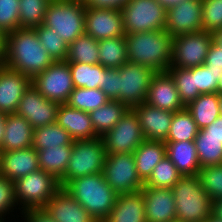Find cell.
I'll return each instance as SVG.
<instances>
[{
    "instance_id": "1",
    "label": "cell",
    "mask_w": 222,
    "mask_h": 222,
    "mask_svg": "<svg viewBox=\"0 0 222 222\" xmlns=\"http://www.w3.org/2000/svg\"><path fill=\"white\" fill-rule=\"evenodd\" d=\"M54 59L41 45L35 29L18 28L5 35V54L2 63L31 80L46 70Z\"/></svg>"
},
{
    "instance_id": "2",
    "label": "cell",
    "mask_w": 222,
    "mask_h": 222,
    "mask_svg": "<svg viewBox=\"0 0 222 222\" xmlns=\"http://www.w3.org/2000/svg\"><path fill=\"white\" fill-rule=\"evenodd\" d=\"M128 62L167 72L172 63L173 37L165 30L126 33Z\"/></svg>"
},
{
    "instance_id": "3",
    "label": "cell",
    "mask_w": 222,
    "mask_h": 222,
    "mask_svg": "<svg viewBox=\"0 0 222 222\" xmlns=\"http://www.w3.org/2000/svg\"><path fill=\"white\" fill-rule=\"evenodd\" d=\"M62 188L97 222H103L108 217L118 197L102 173L70 180Z\"/></svg>"
},
{
    "instance_id": "4",
    "label": "cell",
    "mask_w": 222,
    "mask_h": 222,
    "mask_svg": "<svg viewBox=\"0 0 222 222\" xmlns=\"http://www.w3.org/2000/svg\"><path fill=\"white\" fill-rule=\"evenodd\" d=\"M171 189L177 220L204 222L212 214L213 201L203 189L198 175L182 176Z\"/></svg>"
},
{
    "instance_id": "5",
    "label": "cell",
    "mask_w": 222,
    "mask_h": 222,
    "mask_svg": "<svg viewBox=\"0 0 222 222\" xmlns=\"http://www.w3.org/2000/svg\"><path fill=\"white\" fill-rule=\"evenodd\" d=\"M44 25L56 31L70 45L85 33L84 1L52 0L47 7Z\"/></svg>"
},
{
    "instance_id": "6",
    "label": "cell",
    "mask_w": 222,
    "mask_h": 222,
    "mask_svg": "<svg viewBox=\"0 0 222 222\" xmlns=\"http://www.w3.org/2000/svg\"><path fill=\"white\" fill-rule=\"evenodd\" d=\"M106 155L101 137L74 140L68 167L59 180L60 186L86 175L102 173Z\"/></svg>"
},
{
    "instance_id": "7",
    "label": "cell",
    "mask_w": 222,
    "mask_h": 222,
    "mask_svg": "<svg viewBox=\"0 0 222 222\" xmlns=\"http://www.w3.org/2000/svg\"><path fill=\"white\" fill-rule=\"evenodd\" d=\"M14 184L17 206H22V212L28 209H43L62 188L53 175L41 169L17 179Z\"/></svg>"
},
{
    "instance_id": "8",
    "label": "cell",
    "mask_w": 222,
    "mask_h": 222,
    "mask_svg": "<svg viewBox=\"0 0 222 222\" xmlns=\"http://www.w3.org/2000/svg\"><path fill=\"white\" fill-rule=\"evenodd\" d=\"M120 10L125 34L165 30L167 9L157 0H129Z\"/></svg>"
},
{
    "instance_id": "9",
    "label": "cell",
    "mask_w": 222,
    "mask_h": 222,
    "mask_svg": "<svg viewBox=\"0 0 222 222\" xmlns=\"http://www.w3.org/2000/svg\"><path fill=\"white\" fill-rule=\"evenodd\" d=\"M102 174L117 194L139 192L144 187L133 153L107 154Z\"/></svg>"
},
{
    "instance_id": "10",
    "label": "cell",
    "mask_w": 222,
    "mask_h": 222,
    "mask_svg": "<svg viewBox=\"0 0 222 222\" xmlns=\"http://www.w3.org/2000/svg\"><path fill=\"white\" fill-rule=\"evenodd\" d=\"M156 72L150 67L127 62L119 68V97L116 99L132 109L146 103L149 86Z\"/></svg>"
},
{
    "instance_id": "11",
    "label": "cell",
    "mask_w": 222,
    "mask_h": 222,
    "mask_svg": "<svg viewBox=\"0 0 222 222\" xmlns=\"http://www.w3.org/2000/svg\"><path fill=\"white\" fill-rule=\"evenodd\" d=\"M31 84L46 99L59 104H66L74 90L67 61H54L46 70L36 75Z\"/></svg>"
},
{
    "instance_id": "12",
    "label": "cell",
    "mask_w": 222,
    "mask_h": 222,
    "mask_svg": "<svg viewBox=\"0 0 222 222\" xmlns=\"http://www.w3.org/2000/svg\"><path fill=\"white\" fill-rule=\"evenodd\" d=\"M212 41V33L204 30L173 37L170 67L192 68L203 65Z\"/></svg>"
},
{
    "instance_id": "13",
    "label": "cell",
    "mask_w": 222,
    "mask_h": 222,
    "mask_svg": "<svg viewBox=\"0 0 222 222\" xmlns=\"http://www.w3.org/2000/svg\"><path fill=\"white\" fill-rule=\"evenodd\" d=\"M101 138L106 154L133 153L145 140L138 117L132 109Z\"/></svg>"
},
{
    "instance_id": "14",
    "label": "cell",
    "mask_w": 222,
    "mask_h": 222,
    "mask_svg": "<svg viewBox=\"0 0 222 222\" xmlns=\"http://www.w3.org/2000/svg\"><path fill=\"white\" fill-rule=\"evenodd\" d=\"M59 103L42 96L31 84L20 99L16 114L24 117L33 128L57 122Z\"/></svg>"
},
{
    "instance_id": "15",
    "label": "cell",
    "mask_w": 222,
    "mask_h": 222,
    "mask_svg": "<svg viewBox=\"0 0 222 222\" xmlns=\"http://www.w3.org/2000/svg\"><path fill=\"white\" fill-rule=\"evenodd\" d=\"M202 0H184L167 8L165 31L172 37L203 30Z\"/></svg>"
},
{
    "instance_id": "16",
    "label": "cell",
    "mask_w": 222,
    "mask_h": 222,
    "mask_svg": "<svg viewBox=\"0 0 222 222\" xmlns=\"http://www.w3.org/2000/svg\"><path fill=\"white\" fill-rule=\"evenodd\" d=\"M85 33L98 41L125 36L121 10L85 7Z\"/></svg>"
},
{
    "instance_id": "17",
    "label": "cell",
    "mask_w": 222,
    "mask_h": 222,
    "mask_svg": "<svg viewBox=\"0 0 222 222\" xmlns=\"http://www.w3.org/2000/svg\"><path fill=\"white\" fill-rule=\"evenodd\" d=\"M31 85V79L25 74L0 63V111L15 113L24 92Z\"/></svg>"
},
{
    "instance_id": "18",
    "label": "cell",
    "mask_w": 222,
    "mask_h": 222,
    "mask_svg": "<svg viewBox=\"0 0 222 222\" xmlns=\"http://www.w3.org/2000/svg\"><path fill=\"white\" fill-rule=\"evenodd\" d=\"M146 222H170L176 219V203L171 188L143 187Z\"/></svg>"
},
{
    "instance_id": "19",
    "label": "cell",
    "mask_w": 222,
    "mask_h": 222,
    "mask_svg": "<svg viewBox=\"0 0 222 222\" xmlns=\"http://www.w3.org/2000/svg\"><path fill=\"white\" fill-rule=\"evenodd\" d=\"M132 110L136 113L145 140L165 141L174 112L142 103Z\"/></svg>"
},
{
    "instance_id": "20",
    "label": "cell",
    "mask_w": 222,
    "mask_h": 222,
    "mask_svg": "<svg viewBox=\"0 0 222 222\" xmlns=\"http://www.w3.org/2000/svg\"><path fill=\"white\" fill-rule=\"evenodd\" d=\"M146 103L152 107L176 112L185 106L180 101L175 82L168 72H156L149 86Z\"/></svg>"
},
{
    "instance_id": "21",
    "label": "cell",
    "mask_w": 222,
    "mask_h": 222,
    "mask_svg": "<svg viewBox=\"0 0 222 222\" xmlns=\"http://www.w3.org/2000/svg\"><path fill=\"white\" fill-rule=\"evenodd\" d=\"M38 169V154L33 147L0 152V175L9 180L15 182Z\"/></svg>"
},
{
    "instance_id": "22",
    "label": "cell",
    "mask_w": 222,
    "mask_h": 222,
    "mask_svg": "<svg viewBox=\"0 0 222 222\" xmlns=\"http://www.w3.org/2000/svg\"><path fill=\"white\" fill-rule=\"evenodd\" d=\"M43 209L56 222H97L63 188L46 203Z\"/></svg>"
},
{
    "instance_id": "23",
    "label": "cell",
    "mask_w": 222,
    "mask_h": 222,
    "mask_svg": "<svg viewBox=\"0 0 222 222\" xmlns=\"http://www.w3.org/2000/svg\"><path fill=\"white\" fill-rule=\"evenodd\" d=\"M57 123L74 140L94 139L99 137L93 128L89 113L60 104L57 111Z\"/></svg>"
},
{
    "instance_id": "24",
    "label": "cell",
    "mask_w": 222,
    "mask_h": 222,
    "mask_svg": "<svg viewBox=\"0 0 222 222\" xmlns=\"http://www.w3.org/2000/svg\"><path fill=\"white\" fill-rule=\"evenodd\" d=\"M34 128L22 116L7 114L4 140L0 152L32 147Z\"/></svg>"
},
{
    "instance_id": "25",
    "label": "cell",
    "mask_w": 222,
    "mask_h": 222,
    "mask_svg": "<svg viewBox=\"0 0 222 222\" xmlns=\"http://www.w3.org/2000/svg\"><path fill=\"white\" fill-rule=\"evenodd\" d=\"M103 222H146L142 192L118 194L114 207Z\"/></svg>"
},
{
    "instance_id": "26",
    "label": "cell",
    "mask_w": 222,
    "mask_h": 222,
    "mask_svg": "<svg viewBox=\"0 0 222 222\" xmlns=\"http://www.w3.org/2000/svg\"><path fill=\"white\" fill-rule=\"evenodd\" d=\"M166 156L182 176L198 175L201 169L194 141L165 142Z\"/></svg>"
},
{
    "instance_id": "27",
    "label": "cell",
    "mask_w": 222,
    "mask_h": 222,
    "mask_svg": "<svg viewBox=\"0 0 222 222\" xmlns=\"http://www.w3.org/2000/svg\"><path fill=\"white\" fill-rule=\"evenodd\" d=\"M138 176L145 182L155 166L166 157L164 141L144 140L133 152Z\"/></svg>"
},
{
    "instance_id": "28",
    "label": "cell",
    "mask_w": 222,
    "mask_h": 222,
    "mask_svg": "<svg viewBox=\"0 0 222 222\" xmlns=\"http://www.w3.org/2000/svg\"><path fill=\"white\" fill-rule=\"evenodd\" d=\"M73 145H61L37 150L39 167L58 181L64 176Z\"/></svg>"
},
{
    "instance_id": "29",
    "label": "cell",
    "mask_w": 222,
    "mask_h": 222,
    "mask_svg": "<svg viewBox=\"0 0 222 222\" xmlns=\"http://www.w3.org/2000/svg\"><path fill=\"white\" fill-rule=\"evenodd\" d=\"M129 108L117 100H109L106 104L89 113L95 133L102 137L126 114Z\"/></svg>"
},
{
    "instance_id": "30",
    "label": "cell",
    "mask_w": 222,
    "mask_h": 222,
    "mask_svg": "<svg viewBox=\"0 0 222 222\" xmlns=\"http://www.w3.org/2000/svg\"><path fill=\"white\" fill-rule=\"evenodd\" d=\"M186 108L191 112L199 129L208 127L220 116L219 94H200Z\"/></svg>"
},
{
    "instance_id": "31",
    "label": "cell",
    "mask_w": 222,
    "mask_h": 222,
    "mask_svg": "<svg viewBox=\"0 0 222 222\" xmlns=\"http://www.w3.org/2000/svg\"><path fill=\"white\" fill-rule=\"evenodd\" d=\"M99 44V64L105 68H120L128 62L125 36L102 39Z\"/></svg>"
},
{
    "instance_id": "32",
    "label": "cell",
    "mask_w": 222,
    "mask_h": 222,
    "mask_svg": "<svg viewBox=\"0 0 222 222\" xmlns=\"http://www.w3.org/2000/svg\"><path fill=\"white\" fill-rule=\"evenodd\" d=\"M198 132L197 124L185 106L174 112L168 136L164 142L194 141Z\"/></svg>"
},
{
    "instance_id": "33",
    "label": "cell",
    "mask_w": 222,
    "mask_h": 222,
    "mask_svg": "<svg viewBox=\"0 0 222 222\" xmlns=\"http://www.w3.org/2000/svg\"><path fill=\"white\" fill-rule=\"evenodd\" d=\"M74 139L57 122L34 128L32 147L41 150L48 147L73 145Z\"/></svg>"
},
{
    "instance_id": "34",
    "label": "cell",
    "mask_w": 222,
    "mask_h": 222,
    "mask_svg": "<svg viewBox=\"0 0 222 222\" xmlns=\"http://www.w3.org/2000/svg\"><path fill=\"white\" fill-rule=\"evenodd\" d=\"M98 40L83 33L68 45L67 62L99 64Z\"/></svg>"
},
{
    "instance_id": "35",
    "label": "cell",
    "mask_w": 222,
    "mask_h": 222,
    "mask_svg": "<svg viewBox=\"0 0 222 222\" xmlns=\"http://www.w3.org/2000/svg\"><path fill=\"white\" fill-rule=\"evenodd\" d=\"M71 70L74 88L96 89L102 86L104 66L100 64H85L68 62Z\"/></svg>"
},
{
    "instance_id": "36",
    "label": "cell",
    "mask_w": 222,
    "mask_h": 222,
    "mask_svg": "<svg viewBox=\"0 0 222 222\" xmlns=\"http://www.w3.org/2000/svg\"><path fill=\"white\" fill-rule=\"evenodd\" d=\"M167 72L173 78L180 101L184 106H187L200 95L195 82V67H169Z\"/></svg>"
},
{
    "instance_id": "37",
    "label": "cell",
    "mask_w": 222,
    "mask_h": 222,
    "mask_svg": "<svg viewBox=\"0 0 222 222\" xmlns=\"http://www.w3.org/2000/svg\"><path fill=\"white\" fill-rule=\"evenodd\" d=\"M194 142L201 168L222 164V140L205 137V132H198Z\"/></svg>"
},
{
    "instance_id": "38",
    "label": "cell",
    "mask_w": 222,
    "mask_h": 222,
    "mask_svg": "<svg viewBox=\"0 0 222 222\" xmlns=\"http://www.w3.org/2000/svg\"><path fill=\"white\" fill-rule=\"evenodd\" d=\"M110 99L100 88H74L66 104L69 107L90 113L106 104Z\"/></svg>"
},
{
    "instance_id": "39",
    "label": "cell",
    "mask_w": 222,
    "mask_h": 222,
    "mask_svg": "<svg viewBox=\"0 0 222 222\" xmlns=\"http://www.w3.org/2000/svg\"><path fill=\"white\" fill-rule=\"evenodd\" d=\"M52 0H19V28L34 29L44 24L47 7Z\"/></svg>"
},
{
    "instance_id": "40",
    "label": "cell",
    "mask_w": 222,
    "mask_h": 222,
    "mask_svg": "<svg viewBox=\"0 0 222 222\" xmlns=\"http://www.w3.org/2000/svg\"><path fill=\"white\" fill-rule=\"evenodd\" d=\"M182 175L172 161L166 156L153 169L144 187L172 188Z\"/></svg>"
},
{
    "instance_id": "41",
    "label": "cell",
    "mask_w": 222,
    "mask_h": 222,
    "mask_svg": "<svg viewBox=\"0 0 222 222\" xmlns=\"http://www.w3.org/2000/svg\"><path fill=\"white\" fill-rule=\"evenodd\" d=\"M38 39L54 61H66L68 44L52 28L44 24L34 28Z\"/></svg>"
},
{
    "instance_id": "42",
    "label": "cell",
    "mask_w": 222,
    "mask_h": 222,
    "mask_svg": "<svg viewBox=\"0 0 222 222\" xmlns=\"http://www.w3.org/2000/svg\"><path fill=\"white\" fill-rule=\"evenodd\" d=\"M198 176L212 201L222 199V164L205 166L199 170Z\"/></svg>"
},
{
    "instance_id": "43",
    "label": "cell",
    "mask_w": 222,
    "mask_h": 222,
    "mask_svg": "<svg viewBox=\"0 0 222 222\" xmlns=\"http://www.w3.org/2000/svg\"><path fill=\"white\" fill-rule=\"evenodd\" d=\"M203 30L213 33L222 28V0H202Z\"/></svg>"
},
{
    "instance_id": "44",
    "label": "cell",
    "mask_w": 222,
    "mask_h": 222,
    "mask_svg": "<svg viewBox=\"0 0 222 222\" xmlns=\"http://www.w3.org/2000/svg\"><path fill=\"white\" fill-rule=\"evenodd\" d=\"M19 0H0V30L6 35L19 28Z\"/></svg>"
},
{
    "instance_id": "45",
    "label": "cell",
    "mask_w": 222,
    "mask_h": 222,
    "mask_svg": "<svg viewBox=\"0 0 222 222\" xmlns=\"http://www.w3.org/2000/svg\"><path fill=\"white\" fill-rule=\"evenodd\" d=\"M222 71H214L205 64L195 67V82L200 94L217 93Z\"/></svg>"
},
{
    "instance_id": "46",
    "label": "cell",
    "mask_w": 222,
    "mask_h": 222,
    "mask_svg": "<svg viewBox=\"0 0 222 222\" xmlns=\"http://www.w3.org/2000/svg\"><path fill=\"white\" fill-rule=\"evenodd\" d=\"M15 203L17 204L14 181L0 175V222L6 221L2 217L9 211L13 212V207H16Z\"/></svg>"
},
{
    "instance_id": "47",
    "label": "cell",
    "mask_w": 222,
    "mask_h": 222,
    "mask_svg": "<svg viewBox=\"0 0 222 222\" xmlns=\"http://www.w3.org/2000/svg\"><path fill=\"white\" fill-rule=\"evenodd\" d=\"M100 89L110 100L119 97V68H104Z\"/></svg>"
},
{
    "instance_id": "48",
    "label": "cell",
    "mask_w": 222,
    "mask_h": 222,
    "mask_svg": "<svg viewBox=\"0 0 222 222\" xmlns=\"http://www.w3.org/2000/svg\"><path fill=\"white\" fill-rule=\"evenodd\" d=\"M214 71H222V47L212 41L204 63Z\"/></svg>"
},
{
    "instance_id": "49",
    "label": "cell",
    "mask_w": 222,
    "mask_h": 222,
    "mask_svg": "<svg viewBox=\"0 0 222 222\" xmlns=\"http://www.w3.org/2000/svg\"><path fill=\"white\" fill-rule=\"evenodd\" d=\"M129 0H84L85 7L121 9Z\"/></svg>"
},
{
    "instance_id": "50",
    "label": "cell",
    "mask_w": 222,
    "mask_h": 222,
    "mask_svg": "<svg viewBox=\"0 0 222 222\" xmlns=\"http://www.w3.org/2000/svg\"><path fill=\"white\" fill-rule=\"evenodd\" d=\"M21 213L25 217L24 222H56L44 209H28Z\"/></svg>"
},
{
    "instance_id": "51",
    "label": "cell",
    "mask_w": 222,
    "mask_h": 222,
    "mask_svg": "<svg viewBox=\"0 0 222 222\" xmlns=\"http://www.w3.org/2000/svg\"><path fill=\"white\" fill-rule=\"evenodd\" d=\"M199 132H205V137H216L222 140V116H219L212 124Z\"/></svg>"
},
{
    "instance_id": "52",
    "label": "cell",
    "mask_w": 222,
    "mask_h": 222,
    "mask_svg": "<svg viewBox=\"0 0 222 222\" xmlns=\"http://www.w3.org/2000/svg\"><path fill=\"white\" fill-rule=\"evenodd\" d=\"M6 117H7V114L0 111V149L2 147V143L4 140Z\"/></svg>"
},
{
    "instance_id": "53",
    "label": "cell",
    "mask_w": 222,
    "mask_h": 222,
    "mask_svg": "<svg viewBox=\"0 0 222 222\" xmlns=\"http://www.w3.org/2000/svg\"><path fill=\"white\" fill-rule=\"evenodd\" d=\"M212 214L222 219V199L213 201Z\"/></svg>"
},
{
    "instance_id": "54",
    "label": "cell",
    "mask_w": 222,
    "mask_h": 222,
    "mask_svg": "<svg viewBox=\"0 0 222 222\" xmlns=\"http://www.w3.org/2000/svg\"><path fill=\"white\" fill-rule=\"evenodd\" d=\"M5 54V34L0 30V63H2Z\"/></svg>"
},
{
    "instance_id": "55",
    "label": "cell",
    "mask_w": 222,
    "mask_h": 222,
    "mask_svg": "<svg viewBox=\"0 0 222 222\" xmlns=\"http://www.w3.org/2000/svg\"><path fill=\"white\" fill-rule=\"evenodd\" d=\"M213 41L220 47H222V28L212 33Z\"/></svg>"
},
{
    "instance_id": "56",
    "label": "cell",
    "mask_w": 222,
    "mask_h": 222,
    "mask_svg": "<svg viewBox=\"0 0 222 222\" xmlns=\"http://www.w3.org/2000/svg\"><path fill=\"white\" fill-rule=\"evenodd\" d=\"M163 7L166 9L173 6L177 5L178 3L184 1V0H157Z\"/></svg>"
},
{
    "instance_id": "57",
    "label": "cell",
    "mask_w": 222,
    "mask_h": 222,
    "mask_svg": "<svg viewBox=\"0 0 222 222\" xmlns=\"http://www.w3.org/2000/svg\"><path fill=\"white\" fill-rule=\"evenodd\" d=\"M204 222H222V219H219L215 215L211 214Z\"/></svg>"
},
{
    "instance_id": "58",
    "label": "cell",
    "mask_w": 222,
    "mask_h": 222,
    "mask_svg": "<svg viewBox=\"0 0 222 222\" xmlns=\"http://www.w3.org/2000/svg\"><path fill=\"white\" fill-rule=\"evenodd\" d=\"M217 93H218L219 95H222V76L219 78V81H218Z\"/></svg>"
},
{
    "instance_id": "59",
    "label": "cell",
    "mask_w": 222,
    "mask_h": 222,
    "mask_svg": "<svg viewBox=\"0 0 222 222\" xmlns=\"http://www.w3.org/2000/svg\"><path fill=\"white\" fill-rule=\"evenodd\" d=\"M220 116H222V95H219Z\"/></svg>"
},
{
    "instance_id": "60",
    "label": "cell",
    "mask_w": 222,
    "mask_h": 222,
    "mask_svg": "<svg viewBox=\"0 0 222 222\" xmlns=\"http://www.w3.org/2000/svg\"><path fill=\"white\" fill-rule=\"evenodd\" d=\"M170 222H181V221H180V220L175 219V220L170 221Z\"/></svg>"
}]
</instances>
